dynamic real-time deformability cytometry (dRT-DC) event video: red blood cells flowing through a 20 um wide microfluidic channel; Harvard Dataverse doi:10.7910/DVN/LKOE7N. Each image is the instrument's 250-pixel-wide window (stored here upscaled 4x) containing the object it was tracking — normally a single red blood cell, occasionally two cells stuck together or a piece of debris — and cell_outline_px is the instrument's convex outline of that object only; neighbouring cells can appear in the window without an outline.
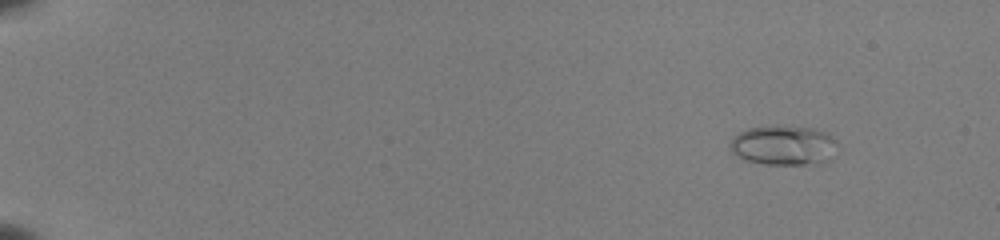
{"species": "common noctule bat (a hibernating species)", "species_latin": "Nyctalus noctula", "temperature_condition": "room temperature", "stored_images_in_passage": 51, "camera_frame_rate_fps": 3000, "um_per_image_px": 0.085, "animal": {"sex": "female", "body_mass_g": 22.0, "forearm_length_mm": 56.7}, "frame": {"image": 1, "passage_image": 4, "time_ms": 1.0, "image_size_px": [1000, 240], "cell_outline_px": [[836, 156], [820, 164], [764, 164], [748, 160], [736, 156], [728, 148], [728, 144], [740, 132], [748, 128], [776, 124], [812, 128], [828, 132], [836, 140]], "centroid_in_image_um": [66.64, 12.34], "position_along_channel_um": 18.4, "area_um2": 25.43}}
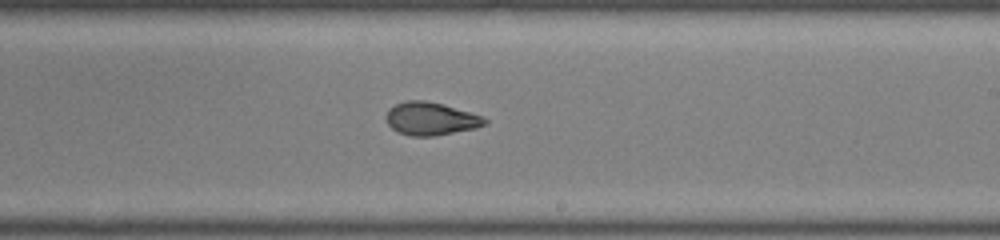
{"frame": {"image": 2, "passage_image": 33, "time_ms": 10.667, "image_size_px": [1000, 240], "cell_outline_px": [[488, 124], [476, 128], [432, 136], [412, 136], [400, 132], [392, 128], [388, 124], [388, 108], [396, 104], [408, 100], [424, 100], [444, 104], [484, 116], [488, 120]], "centroid_in_image_um": [36.68, 10.08], "position_along_channel_um": 252.3, "area_um2": 18.84}}
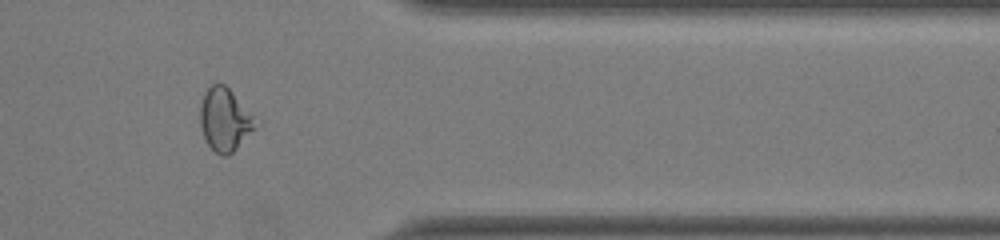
{"frame": {"image": 3, "passage_image": 44, "time_ms": 14.333, "image_size_px": [1000, 240], "cell_outline_px": [[260, 124], [228, 156], [220, 156], [208, 144], [204, 136], [200, 124], [200, 104], [204, 92], [212, 84], [224, 84], [232, 92]], "centroid_in_image_um": [19.1, 10.18], "position_along_channel_um": 392.3, "area_um2": 20.06}, "authors_computed_cell_mechanics": {"area_um2": 20.1722, "velocity_mm_per_s": 3.9897, "shape_relaxation_time_tau1_ms": 9.3527, "shape_relaxation_time_tau2_ms": 1.487, "deformation_change_tau1": 0.2559, "deformation_change_tau2": 0.0727}}